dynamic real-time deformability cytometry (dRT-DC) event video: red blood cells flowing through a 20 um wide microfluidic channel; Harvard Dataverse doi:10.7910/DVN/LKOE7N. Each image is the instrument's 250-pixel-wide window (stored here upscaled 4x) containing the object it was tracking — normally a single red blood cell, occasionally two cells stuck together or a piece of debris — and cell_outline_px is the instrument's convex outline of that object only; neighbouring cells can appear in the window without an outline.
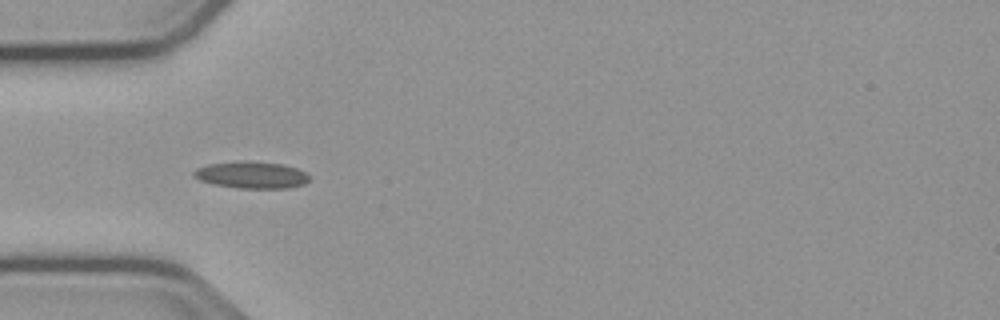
{"species": "common noctule bat (a hibernating species)", "species_latin": "Nyctalus noctula", "temperature_condition": "cold", "stored_images_in_passage": 38, "camera_frame_rate_fps": 3000, "um_per_image_px": 0.085, "animal": {"sex": "male", "body_mass_g": 23.1, "forearm_length_mm": 52.7}, "frame": {"image": 1, "passage_image": 3, "time_ms": 0.667, "image_size_px": [1000, 320], "cell_outline_px": [[308, 180], [304, 184], [288, 188], [240, 188], [212, 184], [200, 180], [192, 176], [192, 172], [196, 168], [208, 164], [244, 160], [252, 160], [284, 164], [296, 168], [304, 172], [308, 176]], "centroid_in_image_um": [21.34, 14.85], "position_along_channel_um": 63.7, "area_um2": 18.26}}
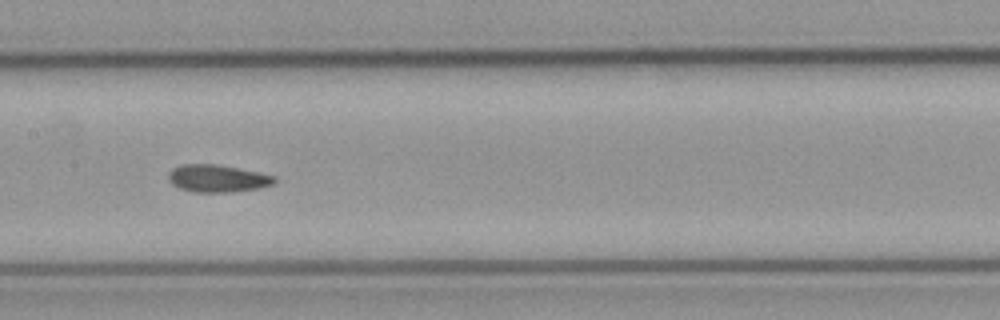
{"frame": {"image": 2, "passage_image": 13, "time_ms": 4.0, "image_size_px": [1000, 320], "cell_outline_px": [[276, 184], [260, 188], [232, 192], [192, 192], [180, 188], [172, 184], [168, 180], [168, 172], [172, 168], [180, 164], [216, 164], [260, 172], [276, 176]], "centroid_in_image_um": [18.5, 15.16], "position_along_channel_um": 188.9, "area_um2": 17.22}}
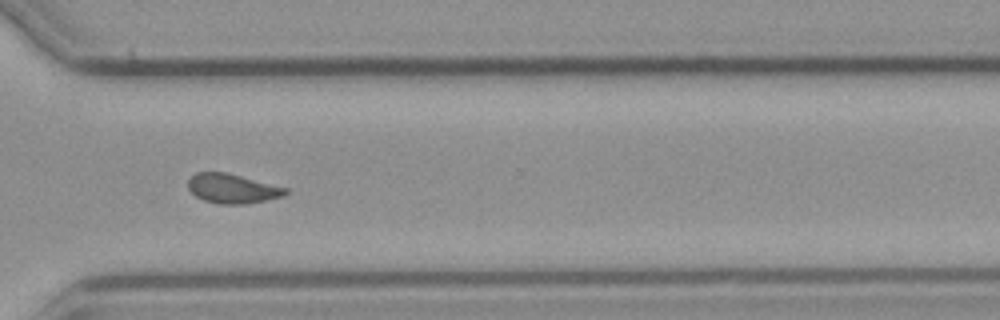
{"frame": {"image": 3, "passage_image": 26, "time_ms": 8.333, "image_size_px": [1000, 320], "cell_outline_px": [[288, 192], [284, 196], [244, 204], [220, 204], [204, 200], [196, 196], [188, 188], [188, 180], [196, 172], [224, 172], [288, 188]], "centroid_in_image_um": [19.74, 16.03], "position_along_channel_um": 350.9, "area_um2": 16.47}, "authors_computed_cell_mechanics": {"area_um2": 16.473, "velocity_mm_per_s": 3.7563, "shape_relaxation_time_tau1_ms": null, "shape_relaxation_time_tau2_ms": 4.4871, "deformation_change_tau1": null, "deformation_change_tau2": 0.1066}}